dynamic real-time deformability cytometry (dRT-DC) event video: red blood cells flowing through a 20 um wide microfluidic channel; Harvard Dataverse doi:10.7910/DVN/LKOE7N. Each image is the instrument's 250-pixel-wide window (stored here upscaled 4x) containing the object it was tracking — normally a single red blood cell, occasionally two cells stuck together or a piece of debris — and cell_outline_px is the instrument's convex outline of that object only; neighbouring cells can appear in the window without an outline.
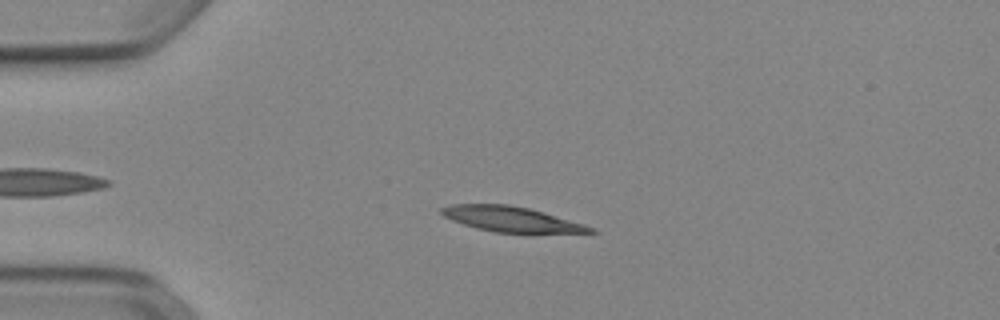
{"species": "Egyptian fruit bat (a non-hibernating species)", "species_latin": "Rousettus aegyptiacus", "temperature_condition": "cold", "stored_images_in_passage": 49, "camera_frame_rate_fps": 3000, "um_per_image_px": 0.085, "animal": {"sex": "female"}, "frame": {"image": 1, "passage_image": 10, "time_ms": 3.0, "image_size_px": [1000, 320], "cell_outline_px": [[600, 232], [496, 232], [476, 228], [452, 220], [444, 216], [440, 212], [440, 208], [452, 204], [508, 204], [528, 208], [544, 212], [584, 224], [596, 228]], "centroid_in_image_um": [43.45, 18.61], "position_along_channel_um": 41.6, "area_um2": 21.5}}
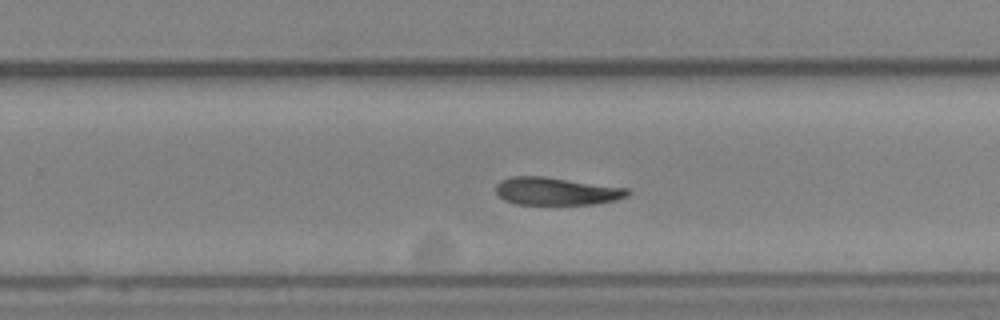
{"frame": {"image": 2, "passage_image": 31, "time_ms": 10.0, "image_size_px": [1000, 320], "cell_outline_px": [[632, 192], [628, 196], [596, 204], [516, 204], [504, 200], [496, 192], [496, 184], [500, 180], [512, 176], [544, 176], [628, 188]], "centroid_in_image_um": [47.28, 16.24], "position_along_channel_um": 282.5, "area_um2": 21.27}}
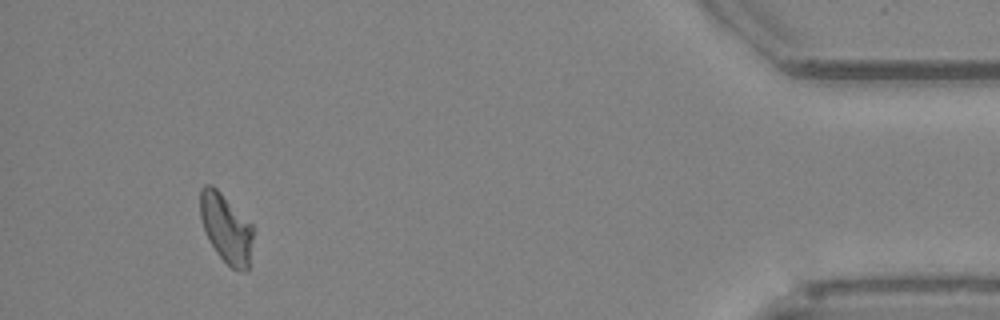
{"frame": {"image": 3, "passage_image": 46, "time_ms": 15.0, "image_size_px": [1000, 320], "cell_outline_px": [[252, 236], [248, 272], [244, 272], [232, 268], [216, 252], [208, 240], [204, 232], [200, 220], [200, 188], [204, 184], [212, 184], [252, 224]], "centroid_in_image_um": [19.18, 19.39], "position_along_channel_um": 416.0, "area_um2": 21.27}, "authors_computed_cell_mechanics": {"area_um2": 22.1952, "velocity_mm_per_s": 3.8946, "shape_relaxation_time_tau1_ms": 6.6953, "shape_relaxation_time_tau2_ms": null, "deformation_change_tau1": 0.1589, "deformation_change_tau2": null}}